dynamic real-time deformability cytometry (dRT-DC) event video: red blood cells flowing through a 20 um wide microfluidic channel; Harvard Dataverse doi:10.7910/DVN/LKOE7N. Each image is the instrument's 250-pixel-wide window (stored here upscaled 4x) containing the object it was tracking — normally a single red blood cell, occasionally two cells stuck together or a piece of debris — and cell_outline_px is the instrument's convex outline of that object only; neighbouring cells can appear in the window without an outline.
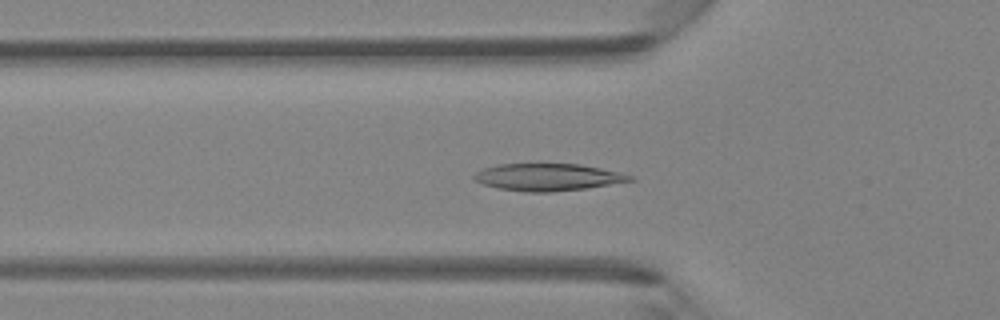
{"species": "Egyptian fruit bat (a non-hibernating species)", "species_latin": "Rousettus aegyptiacus", "temperature_condition": "room temperature", "stored_images_in_passage": 47, "camera_frame_rate_fps": 3000, "um_per_image_px": 0.085, "animal": {"sex": "female"}, "frame": {"image": 1, "passage_image": 16, "time_ms": 5.0, "image_size_px": [1000, 320], "cell_outline_px": [[636, 180], [584, 188], [552, 192], [528, 192], [496, 188], [484, 184], [476, 180], [472, 176], [480, 168], [496, 164], [540, 160], [580, 164], [620, 172], [636, 176]], "centroid_in_image_um": [46.52, 14.99], "position_along_channel_um": 79.3, "area_um2": 25.95}}
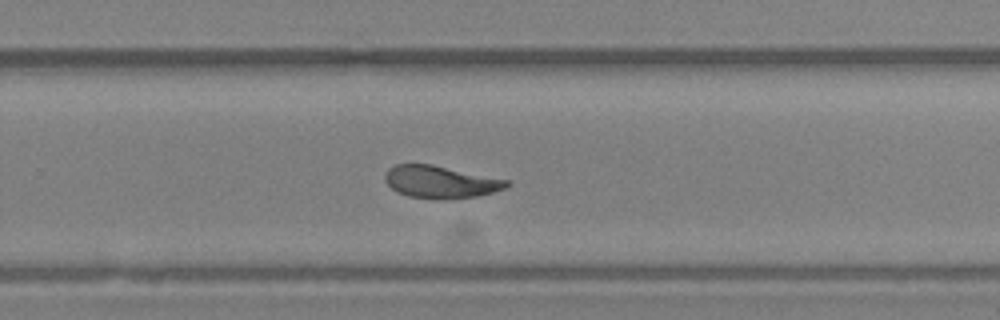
{"frame": {"image": 2, "passage_image": 31, "time_ms": 10.0, "image_size_px": [1000, 320], "cell_outline_px": [[512, 184], [504, 188], [492, 192], [476, 196], [444, 200], [436, 200], [408, 196], [396, 192], [384, 180], [384, 176], [388, 168], [396, 164], [432, 164], [508, 180]], "centroid_in_image_um": [37.41, 15.47], "position_along_channel_um": 292.4, "area_um2": 23.06}}
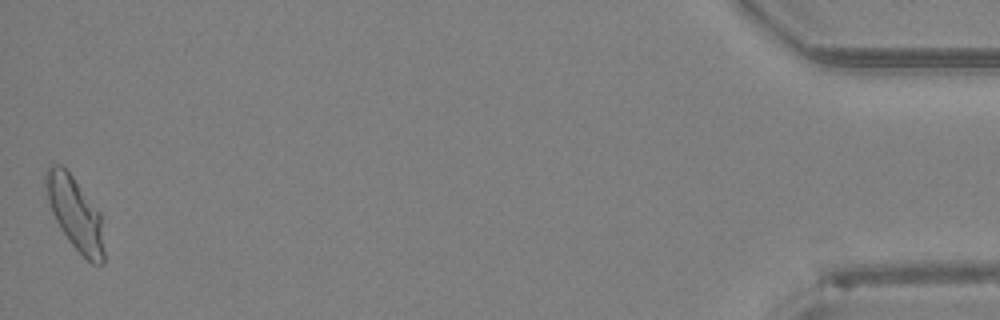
{"frame": {"image": 3, "passage_image": 47, "time_ms": 15.333, "image_size_px": [1000, 320], "cell_outline_px": [[104, 264], [92, 264], [68, 240], [60, 228], [52, 212], [48, 200], [44, 184], [44, 172], [52, 164], [60, 164], [72, 176], [100, 212], [104, 252]], "centroid_in_image_um": [6.37, 18.13], "position_along_channel_um": 428.8, "area_um2": 24.45}, "authors_computed_cell_mechanics": {"area_um2": 23.9292, "velocity_mm_per_s": 4.2673, "shape_relaxation_time_tau1_ms": 8.678, "shape_relaxation_time_tau2_ms": 1.4347, "deformation_change_tau1": 0.2162, "deformation_change_tau2": 0.0661}}